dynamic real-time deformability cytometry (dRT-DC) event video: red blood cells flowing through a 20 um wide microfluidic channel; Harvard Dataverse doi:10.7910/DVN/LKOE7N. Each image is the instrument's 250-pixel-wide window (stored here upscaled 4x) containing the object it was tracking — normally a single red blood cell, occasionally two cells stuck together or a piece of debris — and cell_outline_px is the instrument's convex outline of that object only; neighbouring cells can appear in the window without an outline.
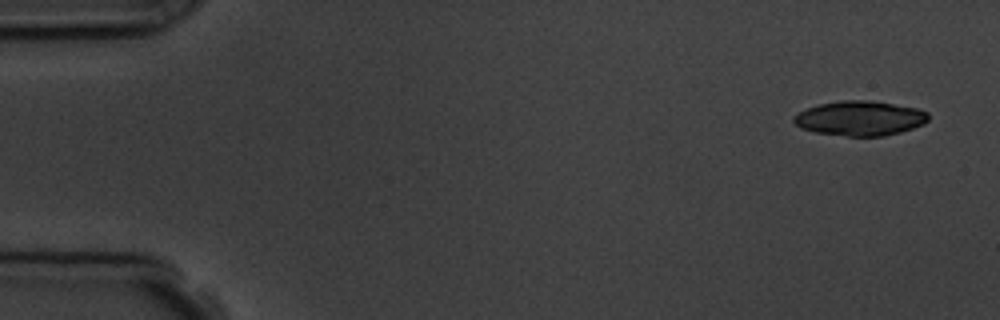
{"species": "common noctule bat (a hibernating species)", "species_latin": "Nyctalus noctula", "temperature_condition": "room temperature", "stored_images_in_passage": 6, "camera_frame_rate_fps": 3000, "um_per_image_px": 0.085, "animal": {"sex": "male", "body_mass_g": 19.5, "forearm_length_mm": 54.6}, "frame": {"image": 1, "passage_image": 1, "time_ms": 0.0, "image_size_px": [1000, 320], "cell_outline_px": [[928, 120], [924, 124], [900, 132], [884, 136], [848, 136], [816, 132], [800, 128], [792, 120], [792, 116], [816, 104], [840, 100], [868, 100], [916, 108], [928, 112]], "centroid_in_image_um": [73.07, 10.05], "position_along_channel_um": 11.9, "area_um2": 27.17}}